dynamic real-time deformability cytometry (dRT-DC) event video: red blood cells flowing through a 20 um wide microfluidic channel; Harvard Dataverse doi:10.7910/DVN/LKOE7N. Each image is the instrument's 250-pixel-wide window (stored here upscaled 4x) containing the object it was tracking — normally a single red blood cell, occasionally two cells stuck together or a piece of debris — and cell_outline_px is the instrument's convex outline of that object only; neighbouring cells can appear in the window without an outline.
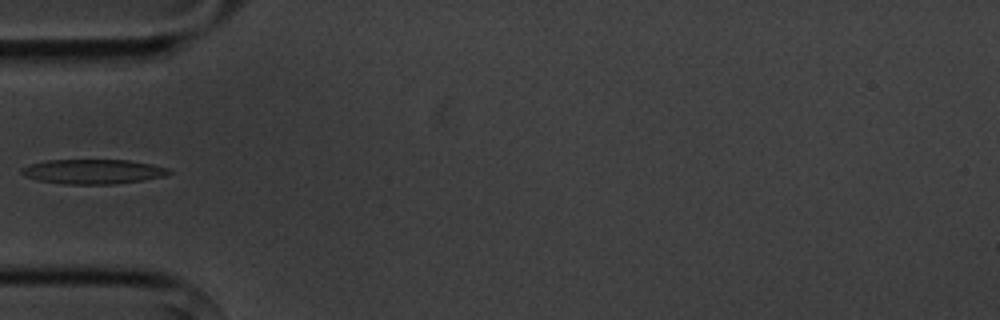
{"species": "common noctule bat (a hibernating species)", "species_latin": "Nyctalus noctula", "temperature_condition": "cold", "stored_images_in_passage": 5, "camera_frame_rate_fps": 3000, "um_per_image_px": 0.085, "animal": {"sex": "male", "body_mass_g": 20.1, "forearm_length_mm": 53.5}, "frame": {"image": 1, "passage_image": 5, "time_ms": 4.667, "image_size_px": [1000, 320], "cell_outline_px": [[172, 172], [164, 176], [144, 180], [116, 184], [64, 184], [36, 180], [24, 176], [20, 172], [20, 168], [32, 164], [48, 160], [128, 160], [152, 164], [168, 168]], "centroid_in_image_um": [7.9, 14.59], "position_along_channel_um": 77.1, "area_um2": 21.21}}